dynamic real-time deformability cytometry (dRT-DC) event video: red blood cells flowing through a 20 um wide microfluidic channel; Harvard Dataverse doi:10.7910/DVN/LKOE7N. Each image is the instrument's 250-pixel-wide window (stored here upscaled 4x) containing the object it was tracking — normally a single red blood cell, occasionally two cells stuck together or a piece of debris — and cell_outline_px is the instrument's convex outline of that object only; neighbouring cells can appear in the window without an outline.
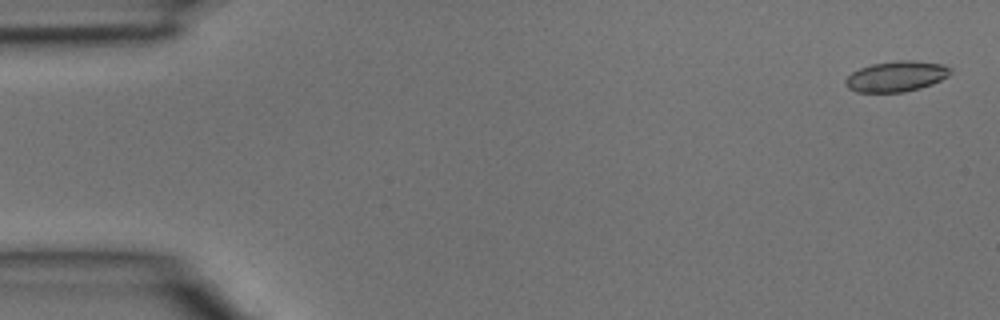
{"species": "common noctule bat (a hibernating species)", "species_latin": "Nyctalus noctula", "temperature_condition": "room temperature", "stored_images_in_passage": 4, "segment_of_instrument_passage": [2, 2], "camera_frame_rate_fps": 3000, "um_per_image_px": 0.085, "animal": {"sex": "male", "body_mass_g": 15.6}, "frame": {"image": 1, "passage_image": 4, "time_ms": 1.0, "image_size_px": [1000, 320], "cell_outline_px": [[952, 68], [948, 76], [932, 84], [920, 88], [904, 92], [856, 92], [848, 88], [844, 84], [844, 80], [852, 72], [860, 68], [872, 64], [896, 60], [916, 60], [944, 64]], "centroid_in_image_um": [76.19, 6.48], "position_along_channel_um": 8.8, "area_um2": 18.84}}